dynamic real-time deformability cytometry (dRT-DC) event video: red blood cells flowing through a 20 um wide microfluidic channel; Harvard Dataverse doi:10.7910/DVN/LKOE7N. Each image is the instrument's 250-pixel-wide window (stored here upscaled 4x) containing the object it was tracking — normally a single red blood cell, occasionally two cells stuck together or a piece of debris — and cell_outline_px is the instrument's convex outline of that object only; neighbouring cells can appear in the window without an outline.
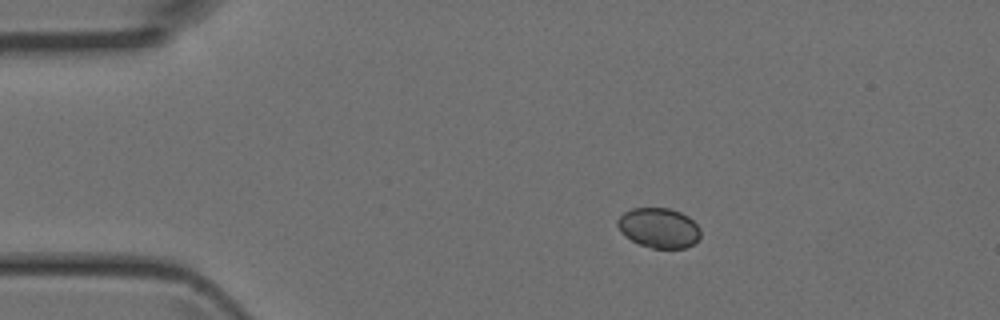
{"species": "Egyptian fruit bat (a non-hibernating species)", "species_latin": "Rousettus aegyptiacus", "temperature_condition": "room temperature", "stored_images_in_passage": 3, "camera_frame_rate_fps": 3000, "um_per_image_px": 0.085, "animal": {"sex": "female"}, "frame": {"image": 1, "passage_image": 1, "time_ms": 0.0, "image_size_px": [1000, 320], "cell_outline_px": [[700, 236], [692, 244], [684, 248], [652, 248], [640, 244], [624, 236], [620, 232], [616, 224], [616, 220], [624, 212], [632, 208], [668, 208], [680, 212], [688, 216], [700, 228]], "centroid_in_image_um": [55.97, 19.36], "position_along_channel_um": 29.0, "area_um2": 19.31}}
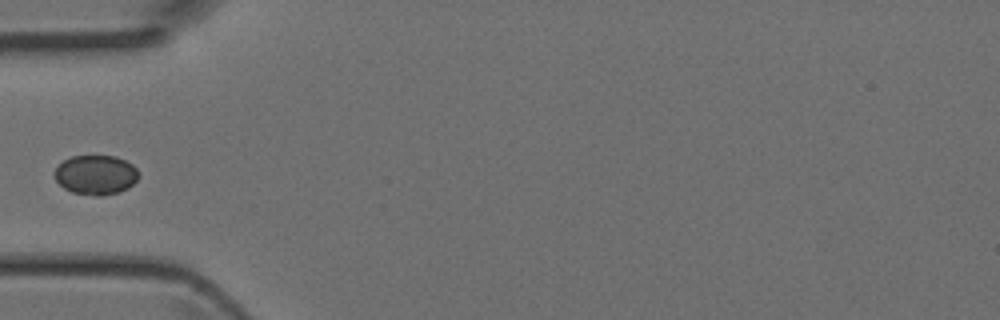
{"frame": {"image": 2, "passage_image": 3, "time_ms": 0.667, "image_size_px": [1000, 320], "cell_outline_px": [[140, 176], [128, 188], [120, 192], [100, 196], [96, 196], [72, 192], [64, 188], [56, 180], [56, 168], [64, 160], [72, 156], [116, 156], [132, 164], [140, 172]], "centroid_in_image_um": [8.18, 14.87], "position_along_channel_um": 76.8, "area_um2": 19.31}}